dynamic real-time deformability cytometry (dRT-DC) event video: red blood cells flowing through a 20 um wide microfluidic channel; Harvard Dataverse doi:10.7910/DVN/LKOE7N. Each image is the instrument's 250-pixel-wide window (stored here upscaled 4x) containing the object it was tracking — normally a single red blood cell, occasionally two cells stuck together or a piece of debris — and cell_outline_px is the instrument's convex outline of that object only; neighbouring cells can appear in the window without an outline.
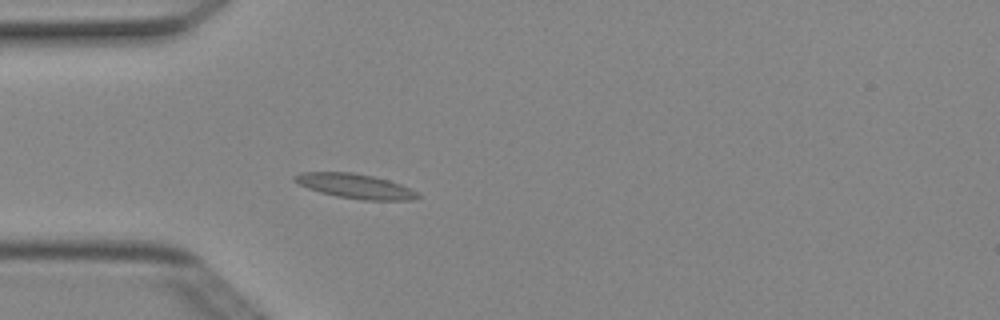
{"species": "Egyptian fruit bat (a non-hibernating species)", "species_latin": "Rousettus aegyptiacus", "temperature_condition": "cold", "stored_images_in_passage": 2, "camera_frame_rate_fps": 3000, "um_per_image_px": 0.085, "animal": {"sex": "female"}, "frame": {"image": 1, "passage_image": 2, "time_ms": 0.333, "image_size_px": [1000, 320], "cell_outline_px": [[420, 196], [412, 200], [364, 200], [336, 196], [320, 192], [308, 188], [292, 180], [292, 176], [304, 172], [352, 172], [372, 176], [388, 180], [400, 184], [420, 192]], "centroid_in_image_um": [30.21, 15.82], "position_along_channel_um": 54.8, "area_um2": 17.63}}